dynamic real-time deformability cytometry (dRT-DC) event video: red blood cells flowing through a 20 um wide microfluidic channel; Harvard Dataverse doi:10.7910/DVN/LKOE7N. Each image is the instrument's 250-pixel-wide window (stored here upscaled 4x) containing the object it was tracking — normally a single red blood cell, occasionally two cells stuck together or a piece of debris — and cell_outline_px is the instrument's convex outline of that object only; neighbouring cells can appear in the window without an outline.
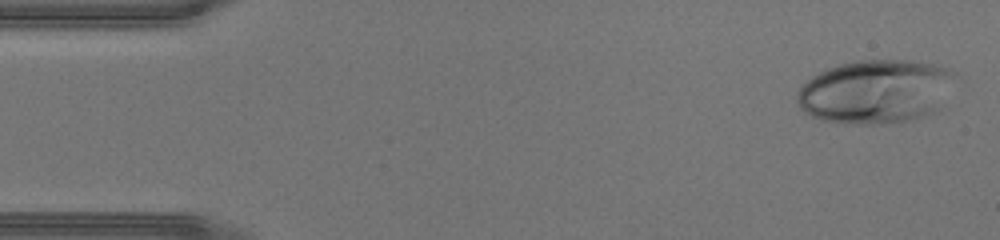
{"species": "human", "species_latin": "Homo sapiens", "temperature_condition": "warm", "stored_images_in_passage": 43, "camera_frame_rate_fps": 3000, "um_per_image_px": 0.085, "donor": {"sex": "male"}, "frame": {"image": 1, "passage_image": 1, "time_ms": 0.0, "image_size_px": [1000, 240], "cell_outline_px": [[956, 76], [940, 112], [928, 116], [912, 120], [880, 124], [848, 124], [820, 120], [804, 112], [800, 108], [796, 100], [796, 92], [812, 76], [828, 68], [840, 64], [856, 60], [912, 60], [940, 64], [956, 72]], "centroid_in_image_um": [74.5, 7.79], "position_along_channel_um": 10.5, "area_um2": 59.94}}
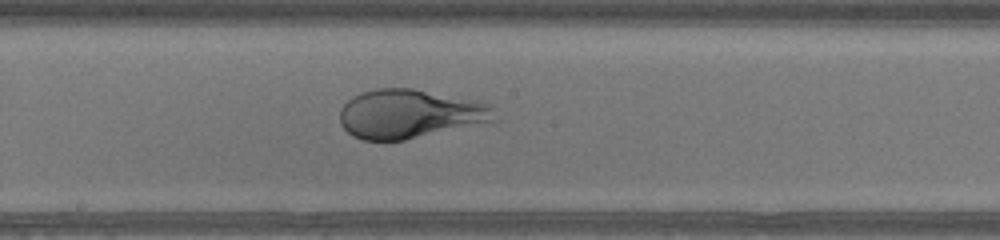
{"frame": {"image": 2, "passage_image": 22, "time_ms": 7.0, "image_size_px": [1000, 240], "cell_outline_px": [[496, 120], [492, 124], [404, 140], [364, 140], [352, 136], [340, 124], [340, 108], [352, 96], [376, 88], [412, 88], [476, 100], [488, 104], [492, 108]], "centroid_in_image_um": [34.89, 9.7], "position_along_channel_um": 213.3, "area_um2": 44.8}}
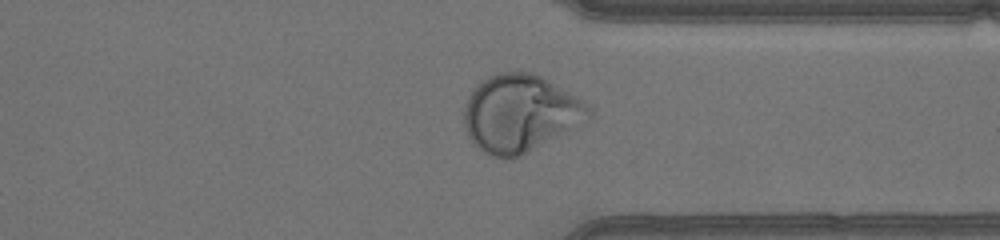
{"frame": {"image": 3, "passage_image": 32, "time_ms": 10.333, "image_size_px": [1000, 240], "cell_outline_px": [[596, 108], [592, 120], [520, 156], [492, 156], [484, 152], [472, 144], [464, 128], [464, 104], [468, 96], [476, 84], [480, 80], [496, 72], [532, 72], [548, 80], [576, 96]], "centroid_in_image_um": [44.25, 9.62], "position_along_channel_um": 367.1, "area_um2": 56.93}}